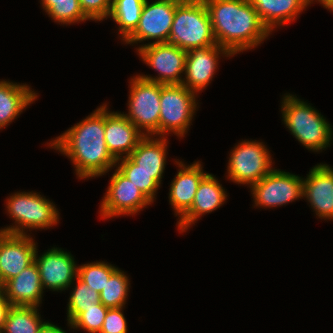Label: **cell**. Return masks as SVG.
<instances>
[{"mask_svg": "<svg viewBox=\"0 0 333 333\" xmlns=\"http://www.w3.org/2000/svg\"><path fill=\"white\" fill-rule=\"evenodd\" d=\"M105 105L52 142L73 161L80 178L100 176L116 165L105 142Z\"/></svg>", "mask_w": 333, "mask_h": 333, "instance_id": "obj_1", "label": "cell"}, {"mask_svg": "<svg viewBox=\"0 0 333 333\" xmlns=\"http://www.w3.org/2000/svg\"><path fill=\"white\" fill-rule=\"evenodd\" d=\"M216 43L232 55L253 48L270 33L249 0H203Z\"/></svg>", "mask_w": 333, "mask_h": 333, "instance_id": "obj_2", "label": "cell"}, {"mask_svg": "<svg viewBox=\"0 0 333 333\" xmlns=\"http://www.w3.org/2000/svg\"><path fill=\"white\" fill-rule=\"evenodd\" d=\"M168 43L186 51L217 44L203 0H183L176 7Z\"/></svg>", "mask_w": 333, "mask_h": 333, "instance_id": "obj_3", "label": "cell"}, {"mask_svg": "<svg viewBox=\"0 0 333 333\" xmlns=\"http://www.w3.org/2000/svg\"><path fill=\"white\" fill-rule=\"evenodd\" d=\"M282 103L284 123L299 142L316 151L328 146L332 128L321 114L292 95H286Z\"/></svg>", "mask_w": 333, "mask_h": 333, "instance_id": "obj_4", "label": "cell"}, {"mask_svg": "<svg viewBox=\"0 0 333 333\" xmlns=\"http://www.w3.org/2000/svg\"><path fill=\"white\" fill-rule=\"evenodd\" d=\"M7 208L15 222L20 225L2 229L9 234L26 235L23 228L44 229L58 221L55 206L36 193H16L10 196Z\"/></svg>", "mask_w": 333, "mask_h": 333, "instance_id": "obj_5", "label": "cell"}, {"mask_svg": "<svg viewBox=\"0 0 333 333\" xmlns=\"http://www.w3.org/2000/svg\"><path fill=\"white\" fill-rule=\"evenodd\" d=\"M195 109L194 92L182 84H161L159 134L184 136Z\"/></svg>", "mask_w": 333, "mask_h": 333, "instance_id": "obj_6", "label": "cell"}, {"mask_svg": "<svg viewBox=\"0 0 333 333\" xmlns=\"http://www.w3.org/2000/svg\"><path fill=\"white\" fill-rule=\"evenodd\" d=\"M129 97V114L126 116L140 131L159 135L161 84L145 80L140 76L132 78Z\"/></svg>", "mask_w": 333, "mask_h": 333, "instance_id": "obj_7", "label": "cell"}, {"mask_svg": "<svg viewBox=\"0 0 333 333\" xmlns=\"http://www.w3.org/2000/svg\"><path fill=\"white\" fill-rule=\"evenodd\" d=\"M230 157L228 176L237 183L251 186L273 170L269 152L260 142L243 141L232 150Z\"/></svg>", "mask_w": 333, "mask_h": 333, "instance_id": "obj_8", "label": "cell"}, {"mask_svg": "<svg viewBox=\"0 0 333 333\" xmlns=\"http://www.w3.org/2000/svg\"><path fill=\"white\" fill-rule=\"evenodd\" d=\"M183 0H158L149 4L146 0L136 29L124 40L126 43L158 39L155 43H167L176 7Z\"/></svg>", "mask_w": 333, "mask_h": 333, "instance_id": "obj_9", "label": "cell"}, {"mask_svg": "<svg viewBox=\"0 0 333 333\" xmlns=\"http://www.w3.org/2000/svg\"><path fill=\"white\" fill-rule=\"evenodd\" d=\"M139 55L149 66L160 72L159 77L140 76L160 84H181V73L185 70L187 51L173 44L150 43L139 47Z\"/></svg>", "mask_w": 333, "mask_h": 333, "instance_id": "obj_10", "label": "cell"}, {"mask_svg": "<svg viewBox=\"0 0 333 333\" xmlns=\"http://www.w3.org/2000/svg\"><path fill=\"white\" fill-rule=\"evenodd\" d=\"M251 188L256 206H280L303 197V180L277 169L252 184Z\"/></svg>", "mask_w": 333, "mask_h": 333, "instance_id": "obj_11", "label": "cell"}, {"mask_svg": "<svg viewBox=\"0 0 333 333\" xmlns=\"http://www.w3.org/2000/svg\"><path fill=\"white\" fill-rule=\"evenodd\" d=\"M149 204L151 202L117 169L110 180L100 212L104 218L130 215Z\"/></svg>", "mask_w": 333, "mask_h": 333, "instance_id": "obj_12", "label": "cell"}, {"mask_svg": "<svg viewBox=\"0 0 333 333\" xmlns=\"http://www.w3.org/2000/svg\"><path fill=\"white\" fill-rule=\"evenodd\" d=\"M36 243L26 235L0 230V284L17 276L34 261Z\"/></svg>", "mask_w": 333, "mask_h": 333, "instance_id": "obj_13", "label": "cell"}, {"mask_svg": "<svg viewBox=\"0 0 333 333\" xmlns=\"http://www.w3.org/2000/svg\"><path fill=\"white\" fill-rule=\"evenodd\" d=\"M35 251L34 261L40 272L42 287L52 290H64L71 285L73 278H77L78 267L73 257L61 249L53 248L37 258Z\"/></svg>", "mask_w": 333, "mask_h": 333, "instance_id": "obj_14", "label": "cell"}, {"mask_svg": "<svg viewBox=\"0 0 333 333\" xmlns=\"http://www.w3.org/2000/svg\"><path fill=\"white\" fill-rule=\"evenodd\" d=\"M220 51L226 56H232L226 48L218 44L187 51L184 70L186 82L183 80L181 84L194 93L205 88L216 71Z\"/></svg>", "mask_w": 333, "mask_h": 333, "instance_id": "obj_15", "label": "cell"}, {"mask_svg": "<svg viewBox=\"0 0 333 333\" xmlns=\"http://www.w3.org/2000/svg\"><path fill=\"white\" fill-rule=\"evenodd\" d=\"M106 108L105 104V142L108 151L118 162L123 152L128 157L147 134L142 133L124 113H108Z\"/></svg>", "mask_w": 333, "mask_h": 333, "instance_id": "obj_16", "label": "cell"}, {"mask_svg": "<svg viewBox=\"0 0 333 333\" xmlns=\"http://www.w3.org/2000/svg\"><path fill=\"white\" fill-rule=\"evenodd\" d=\"M303 196L322 218H333V169L319 164L303 180Z\"/></svg>", "mask_w": 333, "mask_h": 333, "instance_id": "obj_17", "label": "cell"}, {"mask_svg": "<svg viewBox=\"0 0 333 333\" xmlns=\"http://www.w3.org/2000/svg\"><path fill=\"white\" fill-rule=\"evenodd\" d=\"M2 292L11 306L38 307L42 299L43 287L40 272L33 261L19 275L9 279L3 286Z\"/></svg>", "mask_w": 333, "mask_h": 333, "instance_id": "obj_18", "label": "cell"}, {"mask_svg": "<svg viewBox=\"0 0 333 333\" xmlns=\"http://www.w3.org/2000/svg\"><path fill=\"white\" fill-rule=\"evenodd\" d=\"M178 164L181 169L171 184L169 199L176 213L182 217L191 208L198 186L208 173H203L199 162L188 167L181 162Z\"/></svg>", "mask_w": 333, "mask_h": 333, "instance_id": "obj_19", "label": "cell"}, {"mask_svg": "<svg viewBox=\"0 0 333 333\" xmlns=\"http://www.w3.org/2000/svg\"><path fill=\"white\" fill-rule=\"evenodd\" d=\"M225 199L223 187L213 175L207 174L198 186L191 208L180 217L178 227L182 232L185 231L200 215L216 210Z\"/></svg>", "mask_w": 333, "mask_h": 333, "instance_id": "obj_20", "label": "cell"}, {"mask_svg": "<svg viewBox=\"0 0 333 333\" xmlns=\"http://www.w3.org/2000/svg\"><path fill=\"white\" fill-rule=\"evenodd\" d=\"M150 135H145L137 147L128 156L139 170L153 174V180L160 185L166 159V140H153Z\"/></svg>", "mask_w": 333, "mask_h": 333, "instance_id": "obj_21", "label": "cell"}, {"mask_svg": "<svg viewBox=\"0 0 333 333\" xmlns=\"http://www.w3.org/2000/svg\"><path fill=\"white\" fill-rule=\"evenodd\" d=\"M269 32L276 25H283L307 7L305 0H249Z\"/></svg>", "mask_w": 333, "mask_h": 333, "instance_id": "obj_22", "label": "cell"}, {"mask_svg": "<svg viewBox=\"0 0 333 333\" xmlns=\"http://www.w3.org/2000/svg\"><path fill=\"white\" fill-rule=\"evenodd\" d=\"M37 98L28 86L0 81V129L24 110V108Z\"/></svg>", "mask_w": 333, "mask_h": 333, "instance_id": "obj_23", "label": "cell"}, {"mask_svg": "<svg viewBox=\"0 0 333 333\" xmlns=\"http://www.w3.org/2000/svg\"><path fill=\"white\" fill-rule=\"evenodd\" d=\"M34 306H11L1 333H38L41 322Z\"/></svg>", "mask_w": 333, "mask_h": 333, "instance_id": "obj_24", "label": "cell"}, {"mask_svg": "<svg viewBox=\"0 0 333 333\" xmlns=\"http://www.w3.org/2000/svg\"><path fill=\"white\" fill-rule=\"evenodd\" d=\"M146 0H112L110 15L119 24L124 40L136 29Z\"/></svg>", "mask_w": 333, "mask_h": 333, "instance_id": "obj_25", "label": "cell"}, {"mask_svg": "<svg viewBox=\"0 0 333 333\" xmlns=\"http://www.w3.org/2000/svg\"><path fill=\"white\" fill-rule=\"evenodd\" d=\"M128 285L127 276L117 269L99 293L100 302L107 308L123 307L129 290Z\"/></svg>", "mask_w": 333, "mask_h": 333, "instance_id": "obj_26", "label": "cell"}, {"mask_svg": "<svg viewBox=\"0 0 333 333\" xmlns=\"http://www.w3.org/2000/svg\"><path fill=\"white\" fill-rule=\"evenodd\" d=\"M42 6L54 20L61 23H74L88 20L79 0H41Z\"/></svg>", "mask_w": 333, "mask_h": 333, "instance_id": "obj_27", "label": "cell"}, {"mask_svg": "<svg viewBox=\"0 0 333 333\" xmlns=\"http://www.w3.org/2000/svg\"><path fill=\"white\" fill-rule=\"evenodd\" d=\"M122 159L118 170L130 180L150 202H153L154 195L159 187L153 180V174L139 170L138 166L129 157L125 156Z\"/></svg>", "mask_w": 333, "mask_h": 333, "instance_id": "obj_28", "label": "cell"}, {"mask_svg": "<svg viewBox=\"0 0 333 333\" xmlns=\"http://www.w3.org/2000/svg\"><path fill=\"white\" fill-rule=\"evenodd\" d=\"M77 285L70 296L68 303V323L71 324L86 308L94 306V303H100V295L87 284L76 278Z\"/></svg>", "mask_w": 333, "mask_h": 333, "instance_id": "obj_29", "label": "cell"}, {"mask_svg": "<svg viewBox=\"0 0 333 333\" xmlns=\"http://www.w3.org/2000/svg\"><path fill=\"white\" fill-rule=\"evenodd\" d=\"M117 270L114 266H111L104 262H95L90 264H84L78 268L77 277L87 284V286L100 293L104 289L107 280Z\"/></svg>", "mask_w": 333, "mask_h": 333, "instance_id": "obj_30", "label": "cell"}, {"mask_svg": "<svg viewBox=\"0 0 333 333\" xmlns=\"http://www.w3.org/2000/svg\"><path fill=\"white\" fill-rule=\"evenodd\" d=\"M107 310L101 302L94 303L93 307L86 308L70 325L73 328L81 327L90 333H99Z\"/></svg>", "mask_w": 333, "mask_h": 333, "instance_id": "obj_31", "label": "cell"}, {"mask_svg": "<svg viewBox=\"0 0 333 333\" xmlns=\"http://www.w3.org/2000/svg\"><path fill=\"white\" fill-rule=\"evenodd\" d=\"M84 15L91 20H102L109 17L112 0H79Z\"/></svg>", "mask_w": 333, "mask_h": 333, "instance_id": "obj_32", "label": "cell"}, {"mask_svg": "<svg viewBox=\"0 0 333 333\" xmlns=\"http://www.w3.org/2000/svg\"><path fill=\"white\" fill-rule=\"evenodd\" d=\"M122 308H108L99 333H127V324L121 312Z\"/></svg>", "mask_w": 333, "mask_h": 333, "instance_id": "obj_33", "label": "cell"}, {"mask_svg": "<svg viewBox=\"0 0 333 333\" xmlns=\"http://www.w3.org/2000/svg\"><path fill=\"white\" fill-rule=\"evenodd\" d=\"M11 307L10 302L5 297L4 293H0V331H2L7 313Z\"/></svg>", "mask_w": 333, "mask_h": 333, "instance_id": "obj_34", "label": "cell"}, {"mask_svg": "<svg viewBox=\"0 0 333 333\" xmlns=\"http://www.w3.org/2000/svg\"><path fill=\"white\" fill-rule=\"evenodd\" d=\"M38 333H66V332L53 324L44 322L43 326L40 328Z\"/></svg>", "mask_w": 333, "mask_h": 333, "instance_id": "obj_35", "label": "cell"}, {"mask_svg": "<svg viewBox=\"0 0 333 333\" xmlns=\"http://www.w3.org/2000/svg\"><path fill=\"white\" fill-rule=\"evenodd\" d=\"M311 1H313V0H305V2H306V5H309L310 3H311ZM319 2H321L322 4H323V6L325 7V8H330L331 7V5L333 4V0H318Z\"/></svg>", "mask_w": 333, "mask_h": 333, "instance_id": "obj_36", "label": "cell"}, {"mask_svg": "<svg viewBox=\"0 0 333 333\" xmlns=\"http://www.w3.org/2000/svg\"><path fill=\"white\" fill-rule=\"evenodd\" d=\"M329 9L333 11V4L331 5V7Z\"/></svg>", "mask_w": 333, "mask_h": 333, "instance_id": "obj_37", "label": "cell"}]
</instances>
